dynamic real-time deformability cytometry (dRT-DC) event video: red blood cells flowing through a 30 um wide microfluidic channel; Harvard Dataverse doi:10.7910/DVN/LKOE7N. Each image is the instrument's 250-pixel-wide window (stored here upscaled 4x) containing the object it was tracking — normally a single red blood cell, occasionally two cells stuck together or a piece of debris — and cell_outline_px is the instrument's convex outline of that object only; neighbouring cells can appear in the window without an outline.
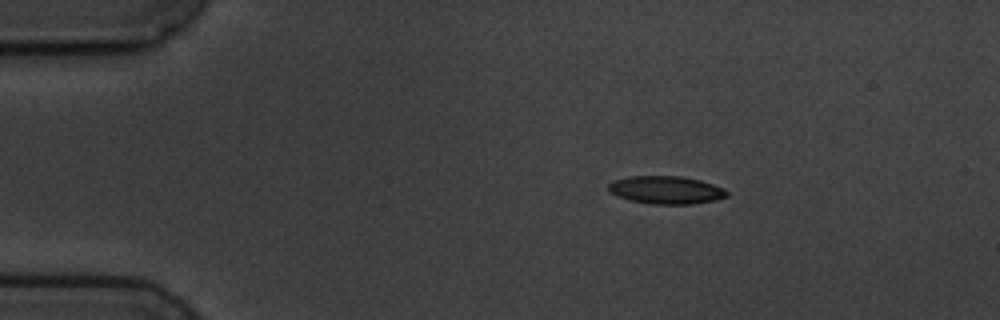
{"species": "common noctule bat (a hibernating species)", "species_latin": "Nyctalus noctula", "temperature_condition": "cold", "stored_images_in_passage": 4, "camera_frame_rate_fps": 3000, "um_per_image_px": 0.085, "animal": {"sex": "male", "body_mass_g": 19.5, "forearm_length_mm": 54.6}, "frame": {"image": 1, "passage_image": 2, "time_ms": 2.0, "image_size_px": [1000, 320], "cell_outline_px": [[728, 196], [716, 200], [692, 204], [652, 204], [632, 200], [608, 192], [608, 184], [612, 180], [628, 176], [680, 176], [700, 180], [724, 188], [728, 192]], "centroid_in_image_um": [56.62, 16.14], "position_along_channel_um": 28.4, "area_um2": 19.25}}